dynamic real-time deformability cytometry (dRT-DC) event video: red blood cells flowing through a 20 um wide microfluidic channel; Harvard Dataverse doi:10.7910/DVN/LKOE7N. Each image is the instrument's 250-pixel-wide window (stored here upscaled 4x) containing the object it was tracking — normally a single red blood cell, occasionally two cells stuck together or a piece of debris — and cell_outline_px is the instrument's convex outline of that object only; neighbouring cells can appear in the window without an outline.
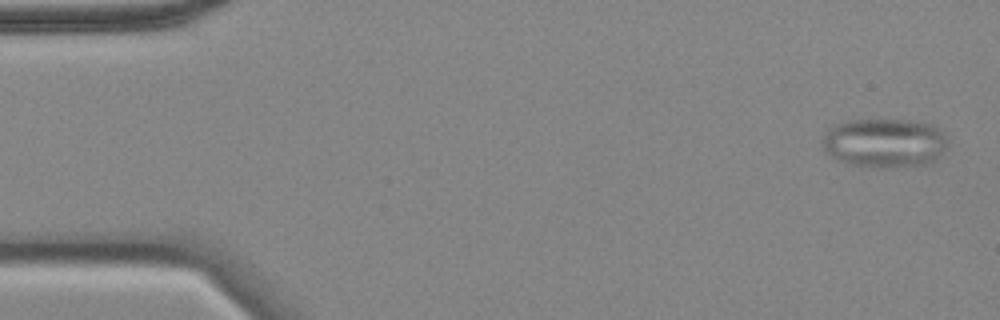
{"species": "common noctule bat (a hibernating species)", "species_latin": "Nyctalus noctula", "temperature_condition": "cold", "stored_images_in_passage": 4, "camera_frame_rate_fps": 3000, "um_per_image_px": 0.085, "animal": {"sex": "female", "body_mass_g": 18.4}, "frame": {"image": 1, "passage_image": 2, "time_ms": 0.333, "image_size_px": [1000, 320], "cell_outline_px": [[948, 148], [932, 164], [880, 168], [852, 164], [840, 160], [832, 156], [824, 148], [824, 136], [828, 128], [836, 124], [852, 120], [908, 120], [932, 124], [940, 128], [948, 140]], "centroid_in_image_um": [75.28, 12.15], "position_along_channel_um": 9.7, "area_um2": 36.01}}